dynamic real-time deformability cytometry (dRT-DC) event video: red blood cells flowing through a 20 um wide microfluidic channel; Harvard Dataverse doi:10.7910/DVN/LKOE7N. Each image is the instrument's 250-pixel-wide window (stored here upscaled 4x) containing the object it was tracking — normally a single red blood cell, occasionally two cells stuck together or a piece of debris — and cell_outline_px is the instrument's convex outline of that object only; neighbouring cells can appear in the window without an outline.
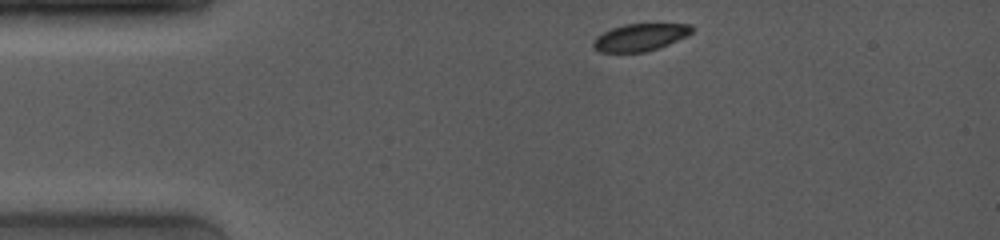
{"species": "common noctule bat (a hibernating species)", "species_latin": "Nyctalus noctula", "temperature_condition": "room temperature", "stored_images_in_passage": 38, "camera_frame_rate_fps": 4000, "um_per_image_px": 0.085, "animal": {"sex": "female", "body_mass_g": 19.0, "forearm_length_mm": 53.3}, "frame": {"image": 1, "passage_image": 1, "time_ms": 0.0, "image_size_px": [1000, 240], "cell_outline_px": [[692, 32], [688, 36], [668, 44], [644, 52], [600, 52], [592, 48], [592, 44], [596, 36], [612, 28], [624, 24], [692, 24]], "centroid_in_image_um": [54.39, 3.17], "position_along_channel_um": 30.6, "area_um2": 15.61}}
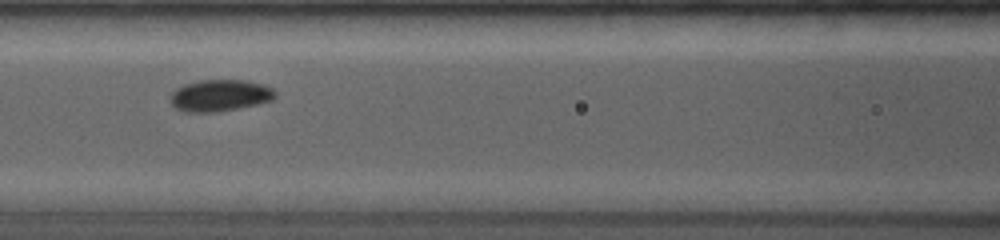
{"frame": {"image": 2, "passage_image": 31, "time_ms": 4.25, "image_size_px": [1000, 240], "cell_outline_px": [[276, 96], [272, 100], [256, 104], [216, 112], [184, 112], [176, 108], [168, 100], [172, 92], [180, 84], [196, 80], [244, 80], [264, 84], [272, 88], [276, 92]], "centroid_in_image_um": [18.64, 8.1], "position_along_channel_um": 148.0, "area_um2": 19.59}}